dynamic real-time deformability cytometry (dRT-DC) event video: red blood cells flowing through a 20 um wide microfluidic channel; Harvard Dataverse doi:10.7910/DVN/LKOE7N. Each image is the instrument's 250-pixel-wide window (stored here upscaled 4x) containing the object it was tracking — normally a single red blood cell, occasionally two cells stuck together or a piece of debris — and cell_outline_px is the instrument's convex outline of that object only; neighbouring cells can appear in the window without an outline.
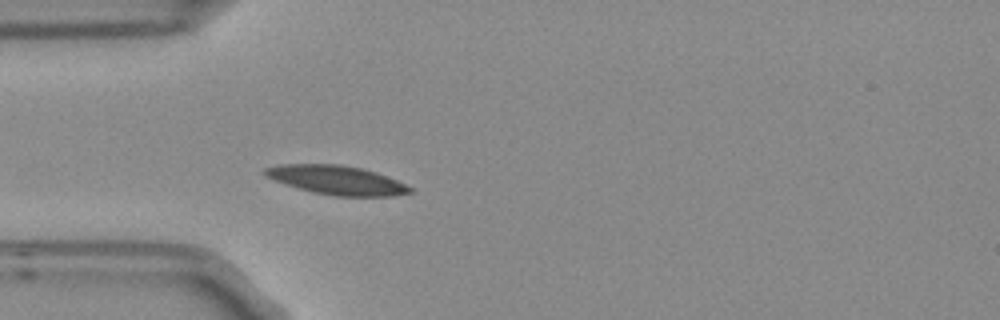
{"species": "Egyptian fruit bat (a non-hibernating species)", "species_latin": "Rousettus aegyptiacus", "temperature_condition": "room temperature", "stored_images_in_passage": 4, "camera_frame_rate_fps": 3000, "um_per_image_px": 0.085, "frame": {"image": 1, "passage_image": 4, "time_ms": 1.0, "image_size_px": [1000, 320], "cell_outline_px": [[416, 192], [396, 196], [336, 196], [312, 192], [284, 184], [264, 176], [260, 172], [264, 168], [276, 164], [340, 164], [360, 168], [376, 172], [396, 180], [412, 188]], "centroid_in_image_um": [28.58, 15.3], "position_along_channel_um": 56.4, "area_um2": 24.74}}